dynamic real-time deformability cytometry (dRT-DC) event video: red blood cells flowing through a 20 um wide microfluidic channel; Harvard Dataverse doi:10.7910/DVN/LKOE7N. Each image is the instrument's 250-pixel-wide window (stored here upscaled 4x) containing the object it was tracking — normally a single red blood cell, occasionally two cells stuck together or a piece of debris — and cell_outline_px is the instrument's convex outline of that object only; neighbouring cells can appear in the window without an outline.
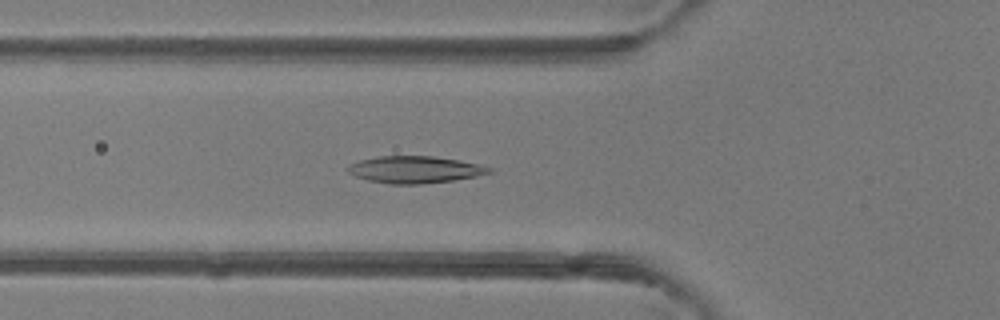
{"species": "common noctule bat (a hibernating species)", "species_latin": "Nyctalus noctula", "temperature_condition": "room temperature", "stored_images_in_passage": 48, "camera_frame_rate_fps": 3000, "um_per_image_px": 0.085, "animal": {"sex": "female"}, "frame": {"image": 1, "passage_image": 17, "time_ms": 5.333, "image_size_px": [1000, 320], "cell_outline_px": [[492, 172], [476, 176], [452, 180], [420, 184], [392, 184], [368, 180], [356, 176], [348, 172], [348, 164], [360, 160], [376, 156], [432, 156], [480, 164], [492, 168]], "centroid_in_image_um": [35.25, 14.41], "position_along_channel_um": 90.6, "area_um2": 22.02}}
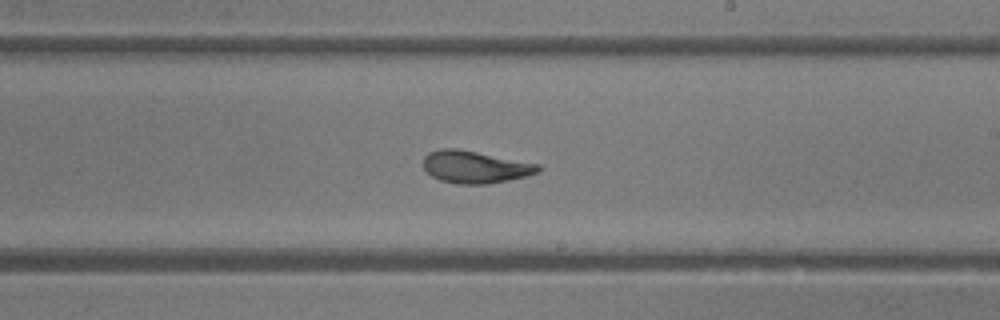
{"frame": {"image": 2, "passage_image": 28, "time_ms": 9.0, "image_size_px": [1000, 320], "cell_outline_px": [[544, 168], [540, 172], [528, 176], [488, 184], [456, 184], [440, 180], [432, 176], [424, 168], [424, 156], [428, 152], [440, 148], [456, 148], [540, 164]], "centroid_in_image_um": [40.42, 14.19], "position_along_channel_um": 248.6, "area_um2": 21.79}}
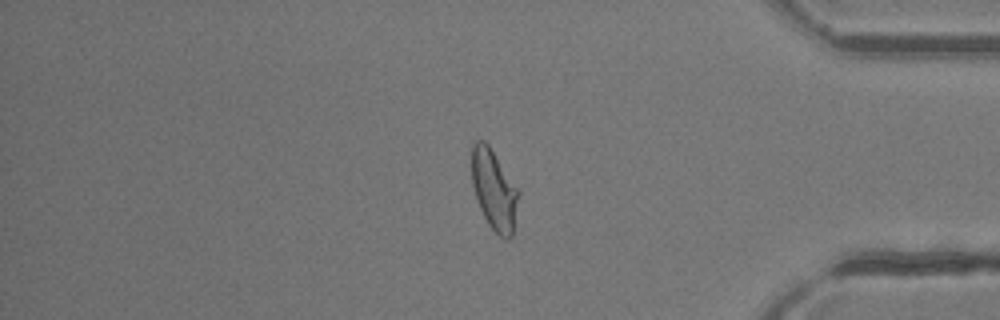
{"frame": {"image": 3, "passage_image": 40, "time_ms": 13.0, "image_size_px": [1000, 320], "cell_outline_px": [[520, 192], [512, 236], [508, 240], [504, 240], [488, 224], [480, 208], [472, 184], [472, 144], [476, 140], [484, 140], [488, 144]], "centroid_in_image_um": [42.0, 16.15], "position_along_channel_um": 393.2, "area_um2": 21.68}, "authors_computed_cell_mechanics": {"area_um2": 22.253, "velocity_mm_per_s": 4.2997, "shape_relaxation_time_tau1_ms": 5.4269, "shape_relaxation_time_tau2_ms": 1.5517, "deformation_change_tau1": 0.187, "deformation_change_tau2": 0.0805}}